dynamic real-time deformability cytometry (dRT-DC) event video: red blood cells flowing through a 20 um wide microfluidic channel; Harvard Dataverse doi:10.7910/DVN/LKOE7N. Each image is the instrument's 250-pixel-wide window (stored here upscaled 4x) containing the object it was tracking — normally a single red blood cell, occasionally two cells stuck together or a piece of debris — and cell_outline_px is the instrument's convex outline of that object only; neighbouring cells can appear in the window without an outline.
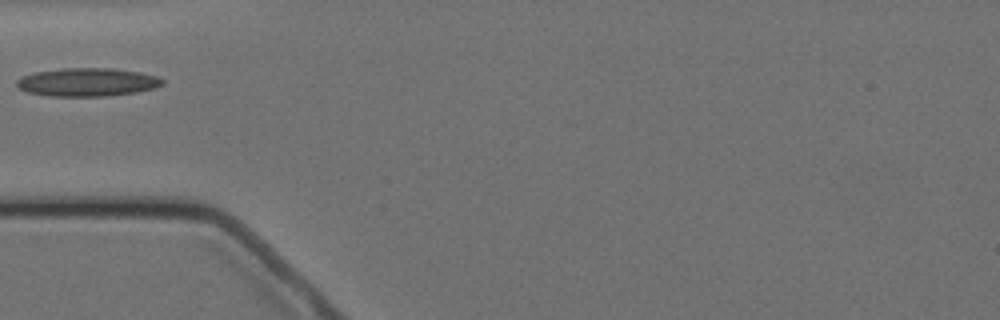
{"species": "Egyptian fruit bat (a non-hibernating species)", "species_latin": "Rousettus aegyptiacus", "temperature_condition": "cold", "stored_images_in_passage": 1, "camera_frame_rate_fps": 3000, "um_per_image_px": 0.085, "animal": {"sex": "female"}, "frame": {"image": 1, "passage_image": 1, "time_ms": 0.0, "image_size_px": [1000, 320], "cell_outline_px": [[164, 84], [156, 88], [136, 92], [108, 96], [48, 96], [28, 92], [20, 88], [16, 84], [16, 80], [24, 76], [36, 72], [60, 68], [112, 68], [140, 72], [156, 76], [164, 80]], "centroid_in_image_um": [7.46, 6.98], "position_along_channel_um": 77.5, "area_um2": 24.04}}